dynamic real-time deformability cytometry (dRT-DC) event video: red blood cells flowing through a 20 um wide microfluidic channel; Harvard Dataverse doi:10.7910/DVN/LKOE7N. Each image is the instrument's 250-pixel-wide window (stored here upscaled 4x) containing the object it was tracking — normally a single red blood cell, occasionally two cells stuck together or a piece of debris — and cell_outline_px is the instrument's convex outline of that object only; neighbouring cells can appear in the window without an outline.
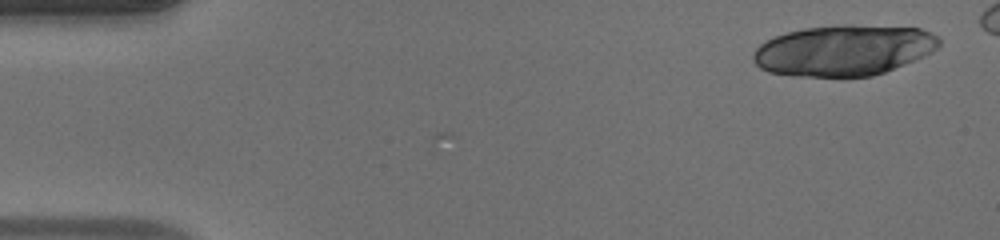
{"species": "human", "species_latin": "Homo sapiens", "temperature_condition": "warm", "stored_images_in_passage": 2, "camera_frame_rate_fps": 3000, "um_per_image_px": 0.085, "donor": {"sex": "male"}, "frame": {"image": 1, "passage_image": 2, "time_ms": 0.333, "image_size_px": [1000, 240], "cell_outline_px": [[940, 44], [932, 52], [924, 56], [884, 72], [872, 76], [800, 76], [768, 72], [760, 68], [752, 60], [752, 56], [756, 48], [760, 44], [776, 36], [788, 32], [804, 28], [840, 24], [852, 24], [920, 28], [936, 36], [940, 40]], "centroid_in_image_um": [71.71, 4.26], "position_along_channel_um": 13.3, "area_um2": 54.91}}